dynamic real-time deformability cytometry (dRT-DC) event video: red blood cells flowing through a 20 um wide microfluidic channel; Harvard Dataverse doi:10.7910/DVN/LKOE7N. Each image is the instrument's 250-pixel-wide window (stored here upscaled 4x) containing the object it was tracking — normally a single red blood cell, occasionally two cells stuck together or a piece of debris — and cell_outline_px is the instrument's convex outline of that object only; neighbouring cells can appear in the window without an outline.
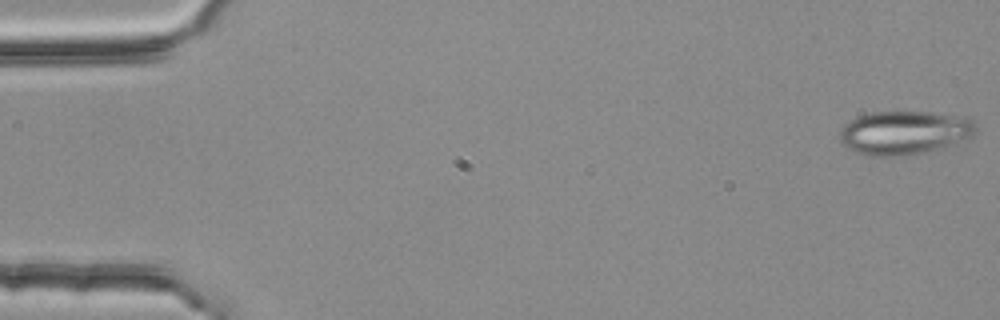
{"species": "common noctule bat (a hibernating species)", "species_latin": "Nyctalus noctula", "temperature_condition": "room temperature", "stored_images_in_passage": 4, "camera_frame_rate_fps": 3000, "um_per_image_px": 0.085, "animal": {"sex": "female", "body_mass_g": 25.1}, "frame": {"image": 1, "passage_image": 4, "time_ms": 1.0, "image_size_px": [1000, 320], "cell_outline_px": [[976, 132], [972, 136], [956, 144], [920, 152], [892, 156], [872, 156], [856, 152], [848, 148], [840, 140], [840, 128], [852, 120], [860, 116], [872, 112], [932, 112], [964, 116], [972, 120], [976, 124]], "centroid_in_image_um": [76.9, 11.26], "position_along_channel_um": 8.1, "area_um2": 34.33}}